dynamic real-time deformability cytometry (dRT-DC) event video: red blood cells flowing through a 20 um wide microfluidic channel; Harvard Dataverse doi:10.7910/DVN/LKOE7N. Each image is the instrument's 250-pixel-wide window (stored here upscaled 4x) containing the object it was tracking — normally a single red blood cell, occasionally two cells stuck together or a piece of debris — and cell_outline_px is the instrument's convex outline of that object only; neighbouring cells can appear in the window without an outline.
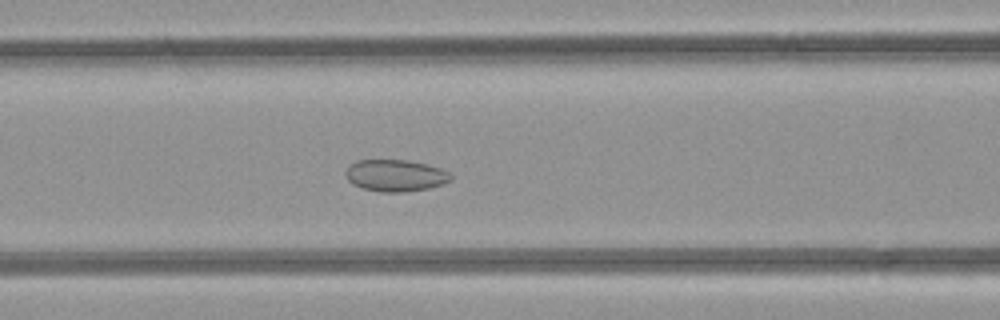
{"species": "common noctule bat (a hibernating species)", "species_latin": "Nyctalus noctula", "temperature_condition": "room temperature", "stored_images_in_passage": 49, "segment_of_instrument_passage": [1, 2], "camera_frame_rate_fps": 3000, "um_per_image_px": 0.085, "animal": {"sex": "female", "body_mass_g": 21.9}, "frame": {"image": 1, "passage_image": 19, "time_ms": 6.0, "image_size_px": [1000, 320], "cell_outline_px": [[452, 180], [444, 184], [428, 188], [404, 192], [380, 192], [364, 188], [352, 184], [348, 180], [344, 172], [348, 164], [356, 160], [408, 160], [428, 164], [452, 172]], "centroid_in_image_um": [33.62, 14.91], "position_along_channel_um": 133.0, "area_um2": 19.83}}
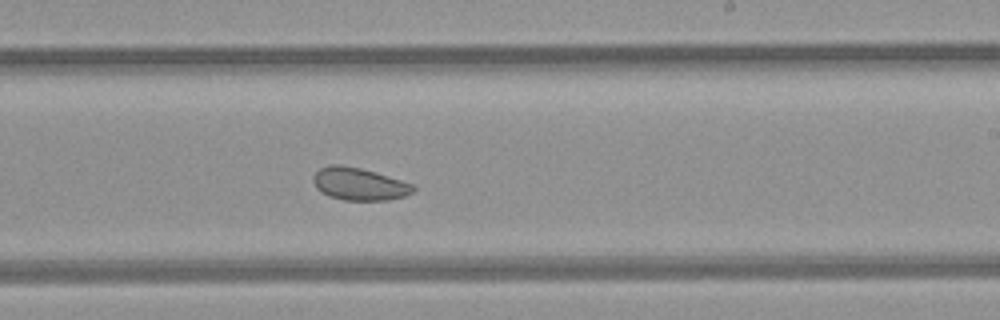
{"frame": {"image": 2, "passage_image": 28, "time_ms": 9.0, "image_size_px": [1000, 320], "cell_outline_px": [[416, 188], [412, 192], [404, 196], [388, 200], [344, 200], [328, 196], [320, 192], [316, 188], [312, 180], [312, 176], [320, 168], [328, 164], [340, 164], [360, 168], [376, 172], [412, 184]], "centroid_in_image_um": [30.48, 15.63], "position_along_channel_um": 258.5, "area_um2": 19.02}}
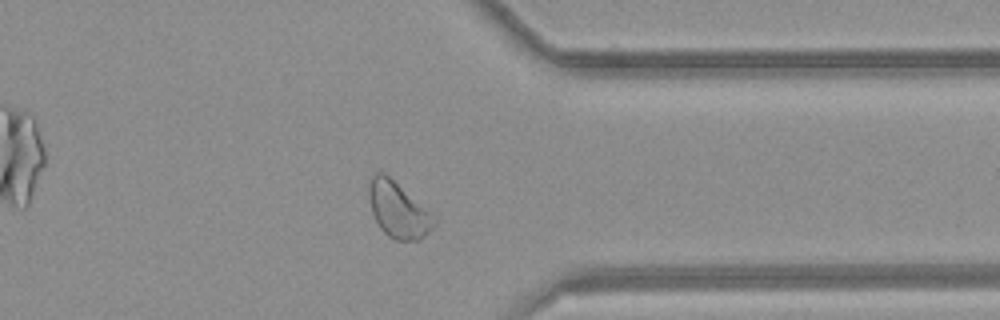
{"frame": {"image": 3, "passage_image": 37, "time_ms": 12.0, "image_size_px": [1000, 320], "cell_outline_px": [[436, 224], [420, 240], [392, 240], [380, 228], [372, 212], [368, 196], [368, 176], [372, 172], [384, 172], [432, 212], [436, 216]], "centroid_in_image_um": [33.83, 17.81], "position_along_channel_um": 377.6, "area_um2": 21.56}}